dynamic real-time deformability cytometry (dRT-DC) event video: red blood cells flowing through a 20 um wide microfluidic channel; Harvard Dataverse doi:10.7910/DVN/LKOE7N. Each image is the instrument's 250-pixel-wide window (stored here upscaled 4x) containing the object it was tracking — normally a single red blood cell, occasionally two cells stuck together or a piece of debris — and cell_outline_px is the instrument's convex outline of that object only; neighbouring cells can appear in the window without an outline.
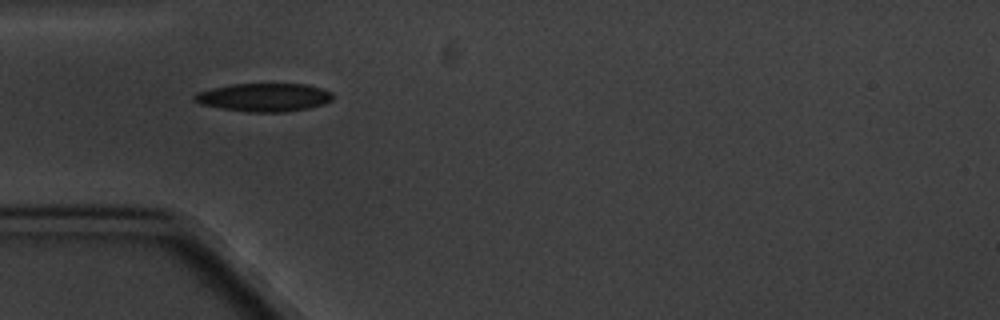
{"species": "common noctule bat (a hibernating species)", "species_latin": "Nyctalus noctula", "temperature_condition": "cold", "stored_images_in_passage": 2, "camera_frame_rate_fps": 3000, "um_per_image_px": 0.085, "animal": {"sex": "male", "body_mass_g": 20.1, "forearm_length_mm": 53.5}, "frame": {"image": 1, "passage_image": 1, "time_ms": 0.0, "image_size_px": [1000, 320], "cell_outline_px": [[332, 100], [324, 104], [308, 108], [284, 112], [248, 112], [220, 108], [200, 104], [192, 100], [192, 96], [196, 92], [212, 88], [232, 84], [304, 84], [320, 88], [332, 92]], "centroid_in_image_um": [22.4, 8.28], "position_along_channel_um": 62.6, "area_um2": 22.83}}